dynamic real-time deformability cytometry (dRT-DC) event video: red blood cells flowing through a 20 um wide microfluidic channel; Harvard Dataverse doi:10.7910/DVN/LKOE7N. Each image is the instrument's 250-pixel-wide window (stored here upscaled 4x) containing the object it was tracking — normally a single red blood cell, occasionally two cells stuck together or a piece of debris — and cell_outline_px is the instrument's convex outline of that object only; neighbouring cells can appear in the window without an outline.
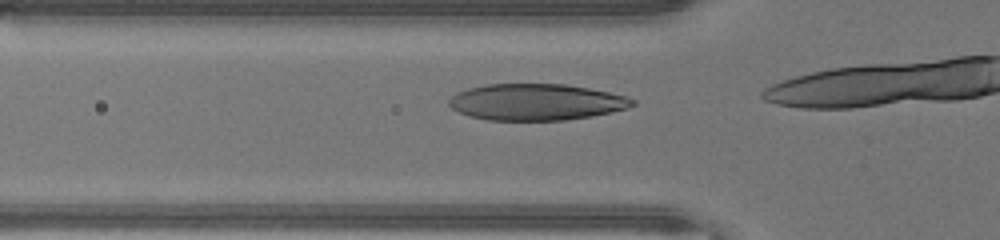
{"species": "human", "species_latin": "Homo sapiens", "temperature_condition": "warm", "stored_images_in_passage": 12, "camera_frame_rate_fps": 3000, "um_per_image_px": 0.085, "donor": {"sex": "male"}, "frame": {"image": 1, "passage_image": 8, "time_ms": 2.333, "image_size_px": [1000, 240], "cell_outline_px": [[636, 104], [628, 108], [612, 112], [592, 116], [564, 120], [488, 120], [468, 116], [452, 108], [448, 104], [448, 100], [456, 92], [468, 88], [488, 84], [564, 84], [588, 88], [608, 92], [624, 96], [636, 100]], "centroid_in_image_um": [45.57, 8.68], "position_along_channel_um": 80.2, "area_um2": 38.96}}
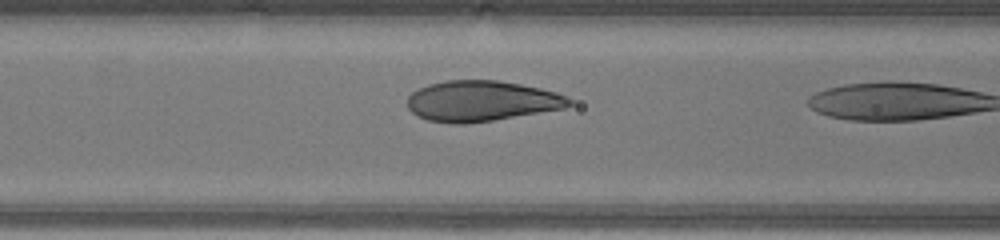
{"frame": {"image": 2, "passage_image": 11, "time_ms": 3.333, "image_size_px": [1000, 240], "cell_outline_px": [[572, 104], [564, 108], [492, 120], [464, 124], [452, 124], [428, 120], [416, 116], [408, 108], [408, 96], [412, 92], [428, 84], [448, 80], [496, 80], [520, 84], [540, 88], [556, 92], [572, 100]], "centroid_in_image_um": [40.89, 8.59], "position_along_channel_um": 125.7, "area_um2": 38.09}}